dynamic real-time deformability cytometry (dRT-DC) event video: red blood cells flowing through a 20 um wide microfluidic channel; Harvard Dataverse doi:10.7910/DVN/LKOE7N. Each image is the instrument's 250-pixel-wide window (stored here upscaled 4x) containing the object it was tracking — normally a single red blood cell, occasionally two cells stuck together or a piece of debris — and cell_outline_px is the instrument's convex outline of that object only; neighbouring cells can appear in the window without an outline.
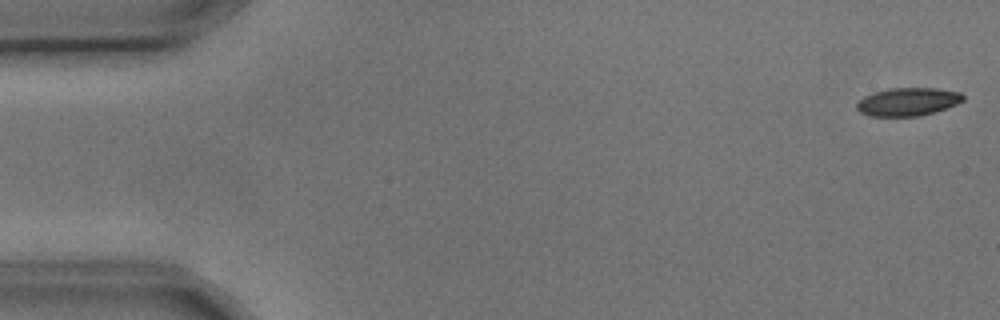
{"species": "common noctule bat (a hibernating species)", "species_latin": "Nyctalus noctula", "temperature_condition": "cold", "stored_images_in_passage": 5, "camera_frame_rate_fps": 3000, "um_per_image_px": 0.085, "animal": {"sex": "male", "body_mass_g": 17.9, "forearm_length_mm": 54.2}, "frame": {"image": 1, "passage_image": 1, "time_ms": 0.0, "image_size_px": [1000, 320], "cell_outline_px": [[964, 100], [956, 104], [920, 116], [868, 116], [860, 112], [856, 108], [856, 104], [864, 96], [872, 92], [888, 88], [936, 88], [960, 92], [964, 96]], "centroid_in_image_um": [77.13, 8.64], "position_along_channel_um": 7.9, "area_um2": 17.4}}
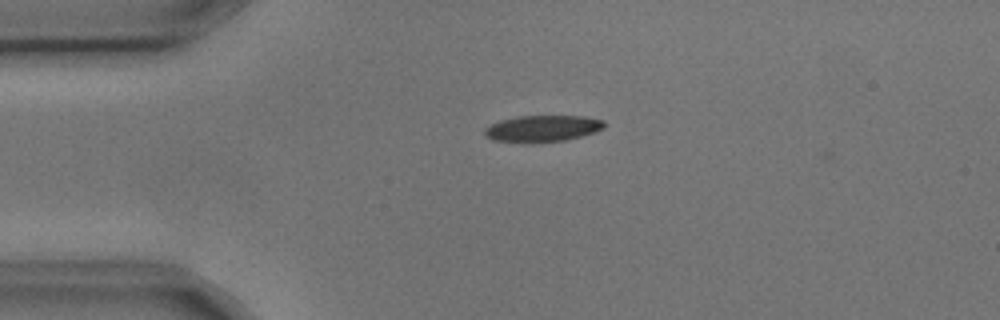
{"frame": {"image": 2, "passage_image": 4, "time_ms": 1.0, "image_size_px": [1000, 320], "cell_outline_px": [[604, 128], [580, 136], [564, 140], [492, 140], [484, 136], [484, 128], [500, 120], [516, 116], [584, 116], [604, 120]], "centroid_in_image_um": [46.11, 10.87], "position_along_channel_um": 38.9, "area_um2": 17.63}}